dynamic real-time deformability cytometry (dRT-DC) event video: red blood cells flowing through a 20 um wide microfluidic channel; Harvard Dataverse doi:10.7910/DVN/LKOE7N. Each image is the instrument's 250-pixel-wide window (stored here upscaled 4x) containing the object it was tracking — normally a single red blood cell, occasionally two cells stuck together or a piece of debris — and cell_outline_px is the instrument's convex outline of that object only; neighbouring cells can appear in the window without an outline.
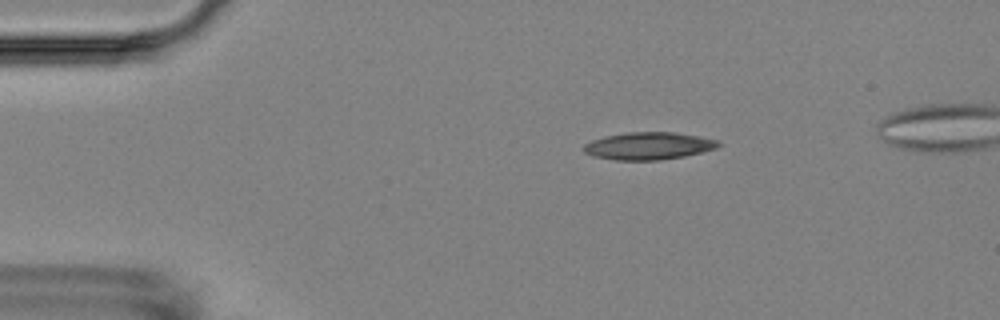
{"species": "Egyptian fruit bat (a non-hibernating species)", "species_latin": "Rousettus aegyptiacus", "temperature_condition": "room temperature", "stored_images_in_passage": 9, "camera_frame_rate_fps": 3000, "um_per_image_px": 0.085, "animal": {"sex": "female"}, "frame": {"image": 1, "passage_image": 1, "time_ms": 0.0, "image_size_px": [1000, 320], "cell_outline_px": [[720, 144], [716, 148], [684, 156], [660, 160], [616, 160], [592, 156], [584, 152], [584, 144], [592, 140], [604, 136], [628, 132], [672, 132], [720, 140]], "centroid_in_image_um": [55.1, 12.4], "position_along_channel_um": 29.9, "area_um2": 21.39}}
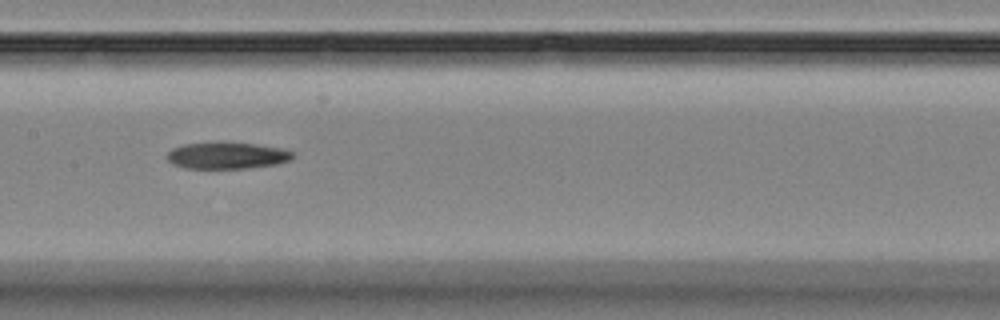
{"frame": {"image": 2, "passage_image": 6, "time_ms": 6.0, "image_size_px": [1000, 320], "cell_outline_px": [[296, 156], [292, 160], [276, 164], [248, 168], [184, 168], [172, 164], [168, 160], [168, 152], [172, 148], [184, 144], [256, 144], [280, 148], [296, 152]], "centroid_in_image_um": [19.36, 13.25], "position_along_channel_um": 188.0, "area_um2": 19.07}}
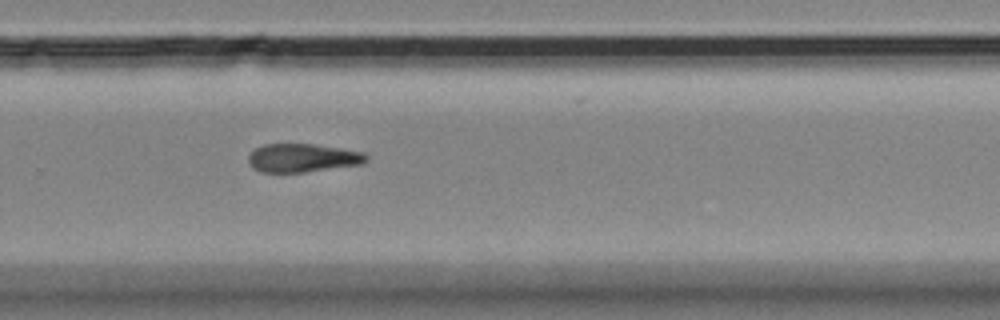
{"frame": {"image": 3, "passage_image": 9, "time_ms": 9.333, "image_size_px": [1000, 320], "cell_outline_px": [[368, 160], [360, 164], [304, 172], [260, 172], [252, 168], [248, 160], [248, 156], [256, 148], [264, 144], [312, 144], [340, 148], [364, 152], [368, 156]], "centroid_in_image_um": [25.71, 13.42], "position_along_channel_um": 304.1, "area_um2": 19.42}}